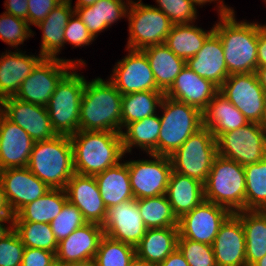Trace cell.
I'll list each match as a JSON object with an SVG mask.
<instances>
[{
  "instance_id": "cell-1",
  "label": "cell",
  "mask_w": 266,
  "mask_h": 266,
  "mask_svg": "<svg viewBox=\"0 0 266 266\" xmlns=\"http://www.w3.org/2000/svg\"><path fill=\"white\" fill-rule=\"evenodd\" d=\"M214 33L223 45L228 75L255 73L257 69L258 22L236 21L235 11L218 17Z\"/></svg>"
},
{
  "instance_id": "cell-2",
  "label": "cell",
  "mask_w": 266,
  "mask_h": 266,
  "mask_svg": "<svg viewBox=\"0 0 266 266\" xmlns=\"http://www.w3.org/2000/svg\"><path fill=\"white\" fill-rule=\"evenodd\" d=\"M69 137L77 174L95 176L117 165L126 155L118 132L79 130Z\"/></svg>"
},
{
  "instance_id": "cell-3",
  "label": "cell",
  "mask_w": 266,
  "mask_h": 266,
  "mask_svg": "<svg viewBox=\"0 0 266 266\" xmlns=\"http://www.w3.org/2000/svg\"><path fill=\"white\" fill-rule=\"evenodd\" d=\"M122 94L100 77L87 81L80 103L79 130L121 133Z\"/></svg>"
},
{
  "instance_id": "cell-4",
  "label": "cell",
  "mask_w": 266,
  "mask_h": 266,
  "mask_svg": "<svg viewBox=\"0 0 266 266\" xmlns=\"http://www.w3.org/2000/svg\"><path fill=\"white\" fill-rule=\"evenodd\" d=\"M27 167L50 189H65L75 173L70 137L56 135L49 140L34 142Z\"/></svg>"
},
{
  "instance_id": "cell-5",
  "label": "cell",
  "mask_w": 266,
  "mask_h": 266,
  "mask_svg": "<svg viewBox=\"0 0 266 266\" xmlns=\"http://www.w3.org/2000/svg\"><path fill=\"white\" fill-rule=\"evenodd\" d=\"M245 188L244 166L217 155L204 183V199L236 213L245 210Z\"/></svg>"
},
{
  "instance_id": "cell-6",
  "label": "cell",
  "mask_w": 266,
  "mask_h": 266,
  "mask_svg": "<svg viewBox=\"0 0 266 266\" xmlns=\"http://www.w3.org/2000/svg\"><path fill=\"white\" fill-rule=\"evenodd\" d=\"M160 110L161 129L157 155L170 156L203 127L202 112L194 106L164 96Z\"/></svg>"
},
{
  "instance_id": "cell-7",
  "label": "cell",
  "mask_w": 266,
  "mask_h": 266,
  "mask_svg": "<svg viewBox=\"0 0 266 266\" xmlns=\"http://www.w3.org/2000/svg\"><path fill=\"white\" fill-rule=\"evenodd\" d=\"M72 68L57 84L46 106L51 126L57 135H72L79 131L80 103L86 78Z\"/></svg>"
},
{
  "instance_id": "cell-8",
  "label": "cell",
  "mask_w": 266,
  "mask_h": 266,
  "mask_svg": "<svg viewBox=\"0 0 266 266\" xmlns=\"http://www.w3.org/2000/svg\"><path fill=\"white\" fill-rule=\"evenodd\" d=\"M217 155L216 138L203 126L170 155L172 170L205 183Z\"/></svg>"
},
{
  "instance_id": "cell-9",
  "label": "cell",
  "mask_w": 266,
  "mask_h": 266,
  "mask_svg": "<svg viewBox=\"0 0 266 266\" xmlns=\"http://www.w3.org/2000/svg\"><path fill=\"white\" fill-rule=\"evenodd\" d=\"M80 65L85 66V60L44 57L36 65L32 73L21 83L14 97L46 107L60 80L74 66L79 69Z\"/></svg>"
},
{
  "instance_id": "cell-10",
  "label": "cell",
  "mask_w": 266,
  "mask_h": 266,
  "mask_svg": "<svg viewBox=\"0 0 266 266\" xmlns=\"http://www.w3.org/2000/svg\"><path fill=\"white\" fill-rule=\"evenodd\" d=\"M126 18L129 23L126 48L134 50L164 44L173 25L161 10L144 4L142 0L131 1Z\"/></svg>"
},
{
  "instance_id": "cell-11",
  "label": "cell",
  "mask_w": 266,
  "mask_h": 266,
  "mask_svg": "<svg viewBox=\"0 0 266 266\" xmlns=\"http://www.w3.org/2000/svg\"><path fill=\"white\" fill-rule=\"evenodd\" d=\"M216 141L218 155L243 166L266 157V132L260 123L250 122L239 129L222 133Z\"/></svg>"
},
{
  "instance_id": "cell-12",
  "label": "cell",
  "mask_w": 266,
  "mask_h": 266,
  "mask_svg": "<svg viewBox=\"0 0 266 266\" xmlns=\"http://www.w3.org/2000/svg\"><path fill=\"white\" fill-rule=\"evenodd\" d=\"M147 155L153 160H126L135 199L157 197L167 192L169 177L172 172L170 156Z\"/></svg>"
},
{
  "instance_id": "cell-13",
  "label": "cell",
  "mask_w": 266,
  "mask_h": 266,
  "mask_svg": "<svg viewBox=\"0 0 266 266\" xmlns=\"http://www.w3.org/2000/svg\"><path fill=\"white\" fill-rule=\"evenodd\" d=\"M249 122L260 123L263 118L266 93L259 84L256 73L231 74L219 87Z\"/></svg>"
},
{
  "instance_id": "cell-14",
  "label": "cell",
  "mask_w": 266,
  "mask_h": 266,
  "mask_svg": "<svg viewBox=\"0 0 266 266\" xmlns=\"http://www.w3.org/2000/svg\"><path fill=\"white\" fill-rule=\"evenodd\" d=\"M232 213L213 202L203 200L178 219L179 237L212 245L221 225Z\"/></svg>"
},
{
  "instance_id": "cell-15",
  "label": "cell",
  "mask_w": 266,
  "mask_h": 266,
  "mask_svg": "<svg viewBox=\"0 0 266 266\" xmlns=\"http://www.w3.org/2000/svg\"><path fill=\"white\" fill-rule=\"evenodd\" d=\"M128 54L113 67L109 80L122 94L143 91H161L155 82L146 54L129 49Z\"/></svg>"
},
{
  "instance_id": "cell-16",
  "label": "cell",
  "mask_w": 266,
  "mask_h": 266,
  "mask_svg": "<svg viewBox=\"0 0 266 266\" xmlns=\"http://www.w3.org/2000/svg\"><path fill=\"white\" fill-rule=\"evenodd\" d=\"M0 112L24 129L34 142L49 140L57 135L45 106L25 102L13 96L0 101Z\"/></svg>"
},
{
  "instance_id": "cell-17",
  "label": "cell",
  "mask_w": 266,
  "mask_h": 266,
  "mask_svg": "<svg viewBox=\"0 0 266 266\" xmlns=\"http://www.w3.org/2000/svg\"><path fill=\"white\" fill-rule=\"evenodd\" d=\"M102 228L107 237L133 247L137 246L147 230L136 199L109 207Z\"/></svg>"
},
{
  "instance_id": "cell-18",
  "label": "cell",
  "mask_w": 266,
  "mask_h": 266,
  "mask_svg": "<svg viewBox=\"0 0 266 266\" xmlns=\"http://www.w3.org/2000/svg\"><path fill=\"white\" fill-rule=\"evenodd\" d=\"M0 180L13 215L50 190L28 167L1 170Z\"/></svg>"
},
{
  "instance_id": "cell-19",
  "label": "cell",
  "mask_w": 266,
  "mask_h": 266,
  "mask_svg": "<svg viewBox=\"0 0 266 266\" xmlns=\"http://www.w3.org/2000/svg\"><path fill=\"white\" fill-rule=\"evenodd\" d=\"M68 201L82 213L87 223L102 225L105 221L107 208L103 203L94 176L74 173L65 188Z\"/></svg>"
},
{
  "instance_id": "cell-20",
  "label": "cell",
  "mask_w": 266,
  "mask_h": 266,
  "mask_svg": "<svg viewBox=\"0 0 266 266\" xmlns=\"http://www.w3.org/2000/svg\"><path fill=\"white\" fill-rule=\"evenodd\" d=\"M103 236L102 225L85 223L58 242L56 261L65 266L94 259Z\"/></svg>"
},
{
  "instance_id": "cell-21",
  "label": "cell",
  "mask_w": 266,
  "mask_h": 266,
  "mask_svg": "<svg viewBox=\"0 0 266 266\" xmlns=\"http://www.w3.org/2000/svg\"><path fill=\"white\" fill-rule=\"evenodd\" d=\"M212 249L217 266H246V241L241 220L232 213L221 225Z\"/></svg>"
},
{
  "instance_id": "cell-22",
  "label": "cell",
  "mask_w": 266,
  "mask_h": 266,
  "mask_svg": "<svg viewBox=\"0 0 266 266\" xmlns=\"http://www.w3.org/2000/svg\"><path fill=\"white\" fill-rule=\"evenodd\" d=\"M33 145L28 133L0 112V171L27 167Z\"/></svg>"
},
{
  "instance_id": "cell-23",
  "label": "cell",
  "mask_w": 266,
  "mask_h": 266,
  "mask_svg": "<svg viewBox=\"0 0 266 266\" xmlns=\"http://www.w3.org/2000/svg\"><path fill=\"white\" fill-rule=\"evenodd\" d=\"M218 92L219 87L212 81L200 77L185 66L165 96L194 106L202 112Z\"/></svg>"
},
{
  "instance_id": "cell-24",
  "label": "cell",
  "mask_w": 266,
  "mask_h": 266,
  "mask_svg": "<svg viewBox=\"0 0 266 266\" xmlns=\"http://www.w3.org/2000/svg\"><path fill=\"white\" fill-rule=\"evenodd\" d=\"M44 57L40 54L27 55L26 52L6 50L0 55V101L13 97L21 83L32 73Z\"/></svg>"
},
{
  "instance_id": "cell-25",
  "label": "cell",
  "mask_w": 266,
  "mask_h": 266,
  "mask_svg": "<svg viewBox=\"0 0 266 266\" xmlns=\"http://www.w3.org/2000/svg\"><path fill=\"white\" fill-rule=\"evenodd\" d=\"M186 66L218 87L229 77L223 45L214 32L206 39L199 52L186 61Z\"/></svg>"
},
{
  "instance_id": "cell-26",
  "label": "cell",
  "mask_w": 266,
  "mask_h": 266,
  "mask_svg": "<svg viewBox=\"0 0 266 266\" xmlns=\"http://www.w3.org/2000/svg\"><path fill=\"white\" fill-rule=\"evenodd\" d=\"M72 0H63L48 16L35 27L42 30V43L39 54L47 58H58L64 47V30L70 17L75 12Z\"/></svg>"
},
{
  "instance_id": "cell-27",
  "label": "cell",
  "mask_w": 266,
  "mask_h": 266,
  "mask_svg": "<svg viewBox=\"0 0 266 266\" xmlns=\"http://www.w3.org/2000/svg\"><path fill=\"white\" fill-rule=\"evenodd\" d=\"M132 0H99L91 6L74 8L89 33L96 40L98 34L123 17H127Z\"/></svg>"
},
{
  "instance_id": "cell-28",
  "label": "cell",
  "mask_w": 266,
  "mask_h": 266,
  "mask_svg": "<svg viewBox=\"0 0 266 266\" xmlns=\"http://www.w3.org/2000/svg\"><path fill=\"white\" fill-rule=\"evenodd\" d=\"M250 123L220 92L202 111V124L217 138L220 134L239 129Z\"/></svg>"
},
{
  "instance_id": "cell-29",
  "label": "cell",
  "mask_w": 266,
  "mask_h": 266,
  "mask_svg": "<svg viewBox=\"0 0 266 266\" xmlns=\"http://www.w3.org/2000/svg\"><path fill=\"white\" fill-rule=\"evenodd\" d=\"M166 196L173 213L179 219L205 200L204 183L172 170Z\"/></svg>"
},
{
  "instance_id": "cell-30",
  "label": "cell",
  "mask_w": 266,
  "mask_h": 266,
  "mask_svg": "<svg viewBox=\"0 0 266 266\" xmlns=\"http://www.w3.org/2000/svg\"><path fill=\"white\" fill-rule=\"evenodd\" d=\"M123 162L94 176L107 209L124 201L135 199L131 189L128 164L124 160Z\"/></svg>"
},
{
  "instance_id": "cell-31",
  "label": "cell",
  "mask_w": 266,
  "mask_h": 266,
  "mask_svg": "<svg viewBox=\"0 0 266 266\" xmlns=\"http://www.w3.org/2000/svg\"><path fill=\"white\" fill-rule=\"evenodd\" d=\"M178 237V227L147 229L135 247L136 256L157 265L177 248Z\"/></svg>"
},
{
  "instance_id": "cell-32",
  "label": "cell",
  "mask_w": 266,
  "mask_h": 266,
  "mask_svg": "<svg viewBox=\"0 0 266 266\" xmlns=\"http://www.w3.org/2000/svg\"><path fill=\"white\" fill-rule=\"evenodd\" d=\"M142 51L149 61L157 87L166 93L186 66V61L176 56L165 44L149 46Z\"/></svg>"
},
{
  "instance_id": "cell-33",
  "label": "cell",
  "mask_w": 266,
  "mask_h": 266,
  "mask_svg": "<svg viewBox=\"0 0 266 266\" xmlns=\"http://www.w3.org/2000/svg\"><path fill=\"white\" fill-rule=\"evenodd\" d=\"M234 214L244 230L246 266H252L266 255V210H243Z\"/></svg>"
},
{
  "instance_id": "cell-34",
  "label": "cell",
  "mask_w": 266,
  "mask_h": 266,
  "mask_svg": "<svg viewBox=\"0 0 266 266\" xmlns=\"http://www.w3.org/2000/svg\"><path fill=\"white\" fill-rule=\"evenodd\" d=\"M160 129V116L157 113L128 124L125 131L121 132L124 153H131L132 147H139L147 154L157 155Z\"/></svg>"
},
{
  "instance_id": "cell-35",
  "label": "cell",
  "mask_w": 266,
  "mask_h": 266,
  "mask_svg": "<svg viewBox=\"0 0 266 266\" xmlns=\"http://www.w3.org/2000/svg\"><path fill=\"white\" fill-rule=\"evenodd\" d=\"M193 24L172 25L164 43L176 56L185 61L195 56L206 39L214 32V25L212 29L206 31Z\"/></svg>"
},
{
  "instance_id": "cell-36",
  "label": "cell",
  "mask_w": 266,
  "mask_h": 266,
  "mask_svg": "<svg viewBox=\"0 0 266 266\" xmlns=\"http://www.w3.org/2000/svg\"><path fill=\"white\" fill-rule=\"evenodd\" d=\"M68 201L65 189H50L40 198L26 204L15 215L14 222L48 223L56 218Z\"/></svg>"
},
{
  "instance_id": "cell-37",
  "label": "cell",
  "mask_w": 266,
  "mask_h": 266,
  "mask_svg": "<svg viewBox=\"0 0 266 266\" xmlns=\"http://www.w3.org/2000/svg\"><path fill=\"white\" fill-rule=\"evenodd\" d=\"M164 96L165 93L162 91H143L122 95L121 132L128 124L156 114Z\"/></svg>"
},
{
  "instance_id": "cell-38",
  "label": "cell",
  "mask_w": 266,
  "mask_h": 266,
  "mask_svg": "<svg viewBox=\"0 0 266 266\" xmlns=\"http://www.w3.org/2000/svg\"><path fill=\"white\" fill-rule=\"evenodd\" d=\"M144 225L147 229L178 227V218L173 213L166 194L157 197L136 199Z\"/></svg>"
},
{
  "instance_id": "cell-39",
  "label": "cell",
  "mask_w": 266,
  "mask_h": 266,
  "mask_svg": "<svg viewBox=\"0 0 266 266\" xmlns=\"http://www.w3.org/2000/svg\"><path fill=\"white\" fill-rule=\"evenodd\" d=\"M245 210H266V157L244 166Z\"/></svg>"
},
{
  "instance_id": "cell-40",
  "label": "cell",
  "mask_w": 266,
  "mask_h": 266,
  "mask_svg": "<svg viewBox=\"0 0 266 266\" xmlns=\"http://www.w3.org/2000/svg\"><path fill=\"white\" fill-rule=\"evenodd\" d=\"M13 226L25 247L48 250L56 254L58 242L50 224L14 222Z\"/></svg>"
},
{
  "instance_id": "cell-41",
  "label": "cell",
  "mask_w": 266,
  "mask_h": 266,
  "mask_svg": "<svg viewBox=\"0 0 266 266\" xmlns=\"http://www.w3.org/2000/svg\"><path fill=\"white\" fill-rule=\"evenodd\" d=\"M135 255V247L104 235L94 261L97 266H128Z\"/></svg>"
},
{
  "instance_id": "cell-42",
  "label": "cell",
  "mask_w": 266,
  "mask_h": 266,
  "mask_svg": "<svg viewBox=\"0 0 266 266\" xmlns=\"http://www.w3.org/2000/svg\"><path fill=\"white\" fill-rule=\"evenodd\" d=\"M31 36H34V32L26 20L6 12L0 15V40L10 47L20 50L18 45L23 44Z\"/></svg>"
},
{
  "instance_id": "cell-43",
  "label": "cell",
  "mask_w": 266,
  "mask_h": 266,
  "mask_svg": "<svg viewBox=\"0 0 266 266\" xmlns=\"http://www.w3.org/2000/svg\"><path fill=\"white\" fill-rule=\"evenodd\" d=\"M85 223L87 222L84 220L81 211L67 201L61 212L50 222V225L57 242H60Z\"/></svg>"
},
{
  "instance_id": "cell-44",
  "label": "cell",
  "mask_w": 266,
  "mask_h": 266,
  "mask_svg": "<svg viewBox=\"0 0 266 266\" xmlns=\"http://www.w3.org/2000/svg\"><path fill=\"white\" fill-rule=\"evenodd\" d=\"M177 248L189 266H217L212 245L178 238Z\"/></svg>"
},
{
  "instance_id": "cell-45",
  "label": "cell",
  "mask_w": 266,
  "mask_h": 266,
  "mask_svg": "<svg viewBox=\"0 0 266 266\" xmlns=\"http://www.w3.org/2000/svg\"><path fill=\"white\" fill-rule=\"evenodd\" d=\"M157 6L154 8L161 10L173 25L195 23L197 19V7L191 0H155Z\"/></svg>"
},
{
  "instance_id": "cell-46",
  "label": "cell",
  "mask_w": 266,
  "mask_h": 266,
  "mask_svg": "<svg viewBox=\"0 0 266 266\" xmlns=\"http://www.w3.org/2000/svg\"><path fill=\"white\" fill-rule=\"evenodd\" d=\"M25 246L13 229L0 239V266H21Z\"/></svg>"
},
{
  "instance_id": "cell-47",
  "label": "cell",
  "mask_w": 266,
  "mask_h": 266,
  "mask_svg": "<svg viewBox=\"0 0 266 266\" xmlns=\"http://www.w3.org/2000/svg\"><path fill=\"white\" fill-rule=\"evenodd\" d=\"M94 40L81 18L74 12L64 30V45L68 42L73 45V48L86 47Z\"/></svg>"
},
{
  "instance_id": "cell-48",
  "label": "cell",
  "mask_w": 266,
  "mask_h": 266,
  "mask_svg": "<svg viewBox=\"0 0 266 266\" xmlns=\"http://www.w3.org/2000/svg\"><path fill=\"white\" fill-rule=\"evenodd\" d=\"M63 0H28V24L36 25Z\"/></svg>"
},
{
  "instance_id": "cell-49",
  "label": "cell",
  "mask_w": 266,
  "mask_h": 266,
  "mask_svg": "<svg viewBox=\"0 0 266 266\" xmlns=\"http://www.w3.org/2000/svg\"><path fill=\"white\" fill-rule=\"evenodd\" d=\"M55 262L54 252L25 247L21 266H51Z\"/></svg>"
},
{
  "instance_id": "cell-50",
  "label": "cell",
  "mask_w": 266,
  "mask_h": 266,
  "mask_svg": "<svg viewBox=\"0 0 266 266\" xmlns=\"http://www.w3.org/2000/svg\"><path fill=\"white\" fill-rule=\"evenodd\" d=\"M6 13L22 18L28 23V0H5Z\"/></svg>"
},
{
  "instance_id": "cell-51",
  "label": "cell",
  "mask_w": 266,
  "mask_h": 266,
  "mask_svg": "<svg viewBox=\"0 0 266 266\" xmlns=\"http://www.w3.org/2000/svg\"><path fill=\"white\" fill-rule=\"evenodd\" d=\"M257 68L266 67V25L259 23Z\"/></svg>"
},
{
  "instance_id": "cell-52",
  "label": "cell",
  "mask_w": 266,
  "mask_h": 266,
  "mask_svg": "<svg viewBox=\"0 0 266 266\" xmlns=\"http://www.w3.org/2000/svg\"><path fill=\"white\" fill-rule=\"evenodd\" d=\"M157 266H189L183 254L176 248L163 262Z\"/></svg>"
},
{
  "instance_id": "cell-53",
  "label": "cell",
  "mask_w": 266,
  "mask_h": 266,
  "mask_svg": "<svg viewBox=\"0 0 266 266\" xmlns=\"http://www.w3.org/2000/svg\"><path fill=\"white\" fill-rule=\"evenodd\" d=\"M192 2H193V4L195 5V6H204L205 4H207V3H212V2H216V1H218L217 3H219L218 4V17H222V16H228V15H230V14H232L233 12H234V10L232 9V7H229V6H227L224 2H223V0H191Z\"/></svg>"
},
{
  "instance_id": "cell-54",
  "label": "cell",
  "mask_w": 266,
  "mask_h": 266,
  "mask_svg": "<svg viewBox=\"0 0 266 266\" xmlns=\"http://www.w3.org/2000/svg\"><path fill=\"white\" fill-rule=\"evenodd\" d=\"M6 223H9V226H7ZM14 223V215H0V239L5 237L8 233H10L13 229Z\"/></svg>"
},
{
  "instance_id": "cell-55",
  "label": "cell",
  "mask_w": 266,
  "mask_h": 266,
  "mask_svg": "<svg viewBox=\"0 0 266 266\" xmlns=\"http://www.w3.org/2000/svg\"><path fill=\"white\" fill-rule=\"evenodd\" d=\"M0 215H13L6 200L3 185L0 180Z\"/></svg>"
},
{
  "instance_id": "cell-56",
  "label": "cell",
  "mask_w": 266,
  "mask_h": 266,
  "mask_svg": "<svg viewBox=\"0 0 266 266\" xmlns=\"http://www.w3.org/2000/svg\"><path fill=\"white\" fill-rule=\"evenodd\" d=\"M255 73L257 75L259 84L266 93V67L257 68Z\"/></svg>"
},
{
  "instance_id": "cell-57",
  "label": "cell",
  "mask_w": 266,
  "mask_h": 266,
  "mask_svg": "<svg viewBox=\"0 0 266 266\" xmlns=\"http://www.w3.org/2000/svg\"><path fill=\"white\" fill-rule=\"evenodd\" d=\"M128 266H157V265L150 263L146 260L140 259L135 255V257L130 261Z\"/></svg>"
},
{
  "instance_id": "cell-58",
  "label": "cell",
  "mask_w": 266,
  "mask_h": 266,
  "mask_svg": "<svg viewBox=\"0 0 266 266\" xmlns=\"http://www.w3.org/2000/svg\"><path fill=\"white\" fill-rule=\"evenodd\" d=\"M99 0H77L75 6L72 5L73 8H80L85 6H91L95 4Z\"/></svg>"
},
{
  "instance_id": "cell-59",
  "label": "cell",
  "mask_w": 266,
  "mask_h": 266,
  "mask_svg": "<svg viewBox=\"0 0 266 266\" xmlns=\"http://www.w3.org/2000/svg\"><path fill=\"white\" fill-rule=\"evenodd\" d=\"M65 266H97V265H96L94 259H91V260H88V261L68 264V265H65Z\"/></svg>"
},
{
  "instance_id": "cell-60",
  "label": "cell",
  "mask_w": 266,
  "mask_h": 266,
  "mask_svg": "<svg viewBox=\"0 0 266 266\" xmlns=\"http://www.w3.org/2000/svg\"><path fill=\"white\" fill-rule=\"evenodd\" d=\"M252 266H266V255L255 262Z\"/></svg>"
},
{
  "instance_id": "cell-61",
  "label": "cell",
  "mask_w": 266,
  "mask_h": 266,
  "mask_svg": "<svg viewBox=\"0 0 266 266\" xmlns=\"http://www.w3.org/2000/svg\"><path fill=\"white\" fill-rule=\"evenodd\" d=\"M260 126L265 130L266 132V104H265V109H264V114L262 121L260 122Z\"/></svg>"
},
{
  "instance_id": "cell-62",
  "label": "cell",
  "mask_w": 266,
  "mask_h": 266,
  "mask_svg": "<svg viewBox=\"0 0 266 266\" xmlns=\"http://www.w3.org/2000/svg\"><path fill=\"white\" fill-rule=\"evenodd\" d=\"M51 266H64V265H62L61 263H59V262H55V263H53Z\"/></svg>"
}]
</instances>
